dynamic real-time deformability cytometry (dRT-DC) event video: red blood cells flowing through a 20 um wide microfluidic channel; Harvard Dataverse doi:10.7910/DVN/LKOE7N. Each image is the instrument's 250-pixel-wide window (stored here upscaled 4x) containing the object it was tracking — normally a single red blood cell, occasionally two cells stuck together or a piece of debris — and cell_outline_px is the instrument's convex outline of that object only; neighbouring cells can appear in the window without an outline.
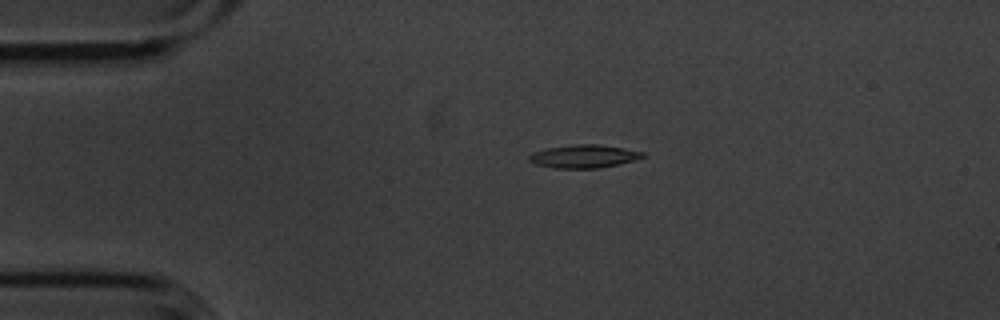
{"species": "common noctule bat (a hibernating species)", "species_latin": "Nyctalus noctula", "temperature_condition": "cold", "stored_images_in_passage": 3, "segment_of_instrument_passage": [1, 2], "camera_frame_rate_fps": 3000, "um_per_image_px": 0.085, "animal": {"sex": "male", "body_mass_g": 20.1, "forearm_length_mm": 53.5}, "frame": {"image": 1, "passage_image": 1, "time_ms": 0.0, "image_size_px": [1000, 320], "cell_outline_px": [[644, 156], [636, 160], [620, 164], [600, 168], [556, 168], [532, 164], [528, 160], [528, 156], [532, 152], [548, 148], [572, 144], [596, 144], [624, 148], [644, 152]], "centroid_in_image_um": [49.6, 13.29], "position_along_channel_um": 35.4, "area_um2": 15.43}}